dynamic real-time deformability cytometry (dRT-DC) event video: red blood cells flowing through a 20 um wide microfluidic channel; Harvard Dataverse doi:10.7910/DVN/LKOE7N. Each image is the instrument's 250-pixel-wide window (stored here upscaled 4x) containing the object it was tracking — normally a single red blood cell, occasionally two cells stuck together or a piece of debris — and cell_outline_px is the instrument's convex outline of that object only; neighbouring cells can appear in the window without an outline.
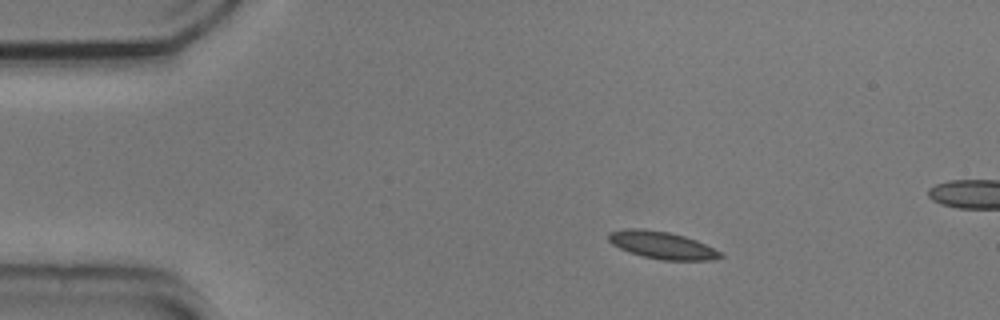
{"species": "common noctule bat (a hibernating species)", "species_latin": "Nyctalus noctula", "temperature_condition": "cold", "stored_images_in_passage": 47, "segment_of_instrument_passage": [1, 2], "camera_frame_rate_fps": 3000, "um_per_image_px": 0.085, "animal": {"sex": "male", "body_mass_g": 20.5, "forearm_length_mm": 52.5}, "frame": {"image": 1, "passage_image": 1, "time_ms": 0.0, "image_size_px": [1000, 320], "cell_outline_px": [[724, 256], [712, 260], [660, 260], [628, 252], [612, 244], [608, 240], [608, 232], [624, 228], [644, 228], [668, 232], [684, 236], [696, 240], [720, 252]], "centroid_in_image_um": [56.22, 20.83], "position_along_channel_um": 28.8, "area_um2": 17.8}}
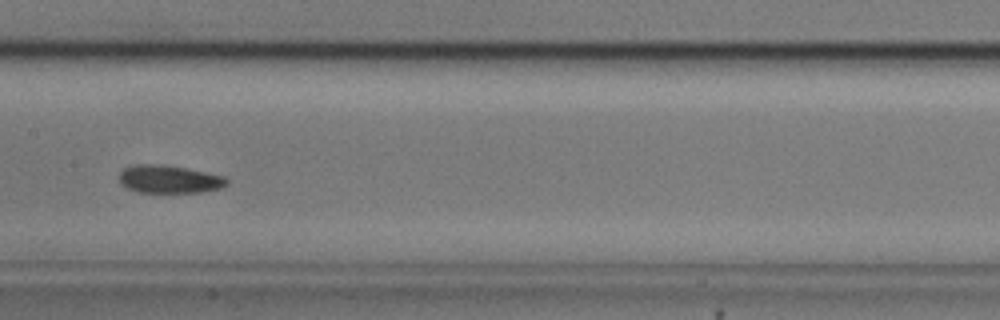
{"frame": {"image": 2, "passage_image": 19, "time_ms": 6.0, "image_size_px": [1000, 320], "cell_outline_px": [[228, 184], [220, 188], [200, 192], [136, 192], [120, 184], [120, 172], [124, 168], [132, 164], [164, 164], [224, 176], [228, 180]], "centroid_in_image_um": [14.35, 15.22], "position_along_channel_um": 193.1, "area_um2": 17.46}}
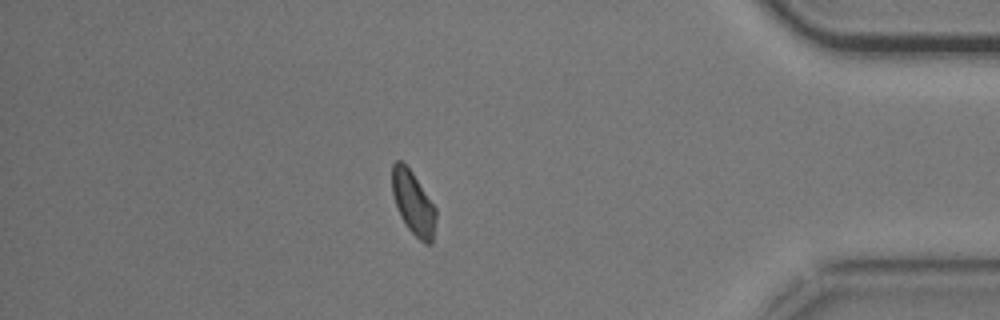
{"frame": {"image": 3, "passage_image": 39, "time_ms": 12.667, "image_size_px": [1000, 320], "cell_outline_px": [[436, 220], [432, 244], [424, 244], [404, 224], [400, 216], [392, 192], [392, 164], [396, 160], [400, 160], [412, 172], [436, 208]], "centroid_in_image_um": [35.13, 17.28], "position_along_channel_um": 400.1, "area_um2": 16.13}}